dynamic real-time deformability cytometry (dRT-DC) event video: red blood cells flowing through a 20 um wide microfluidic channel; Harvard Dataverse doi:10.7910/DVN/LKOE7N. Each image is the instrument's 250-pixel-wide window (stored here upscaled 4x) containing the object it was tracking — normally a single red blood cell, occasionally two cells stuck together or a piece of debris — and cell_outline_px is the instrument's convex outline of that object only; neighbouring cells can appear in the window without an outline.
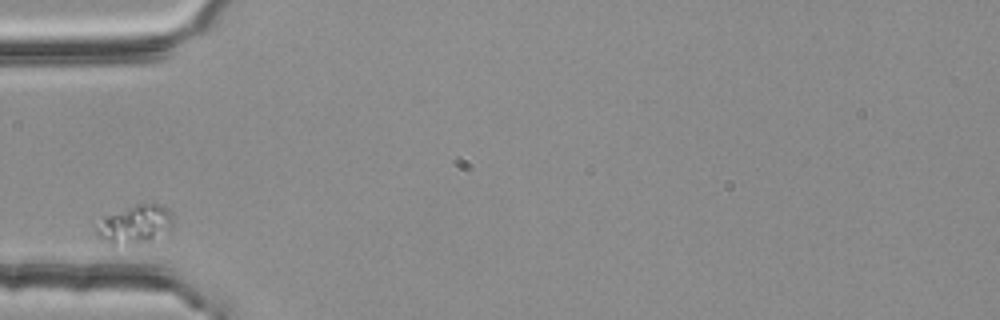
{"species": "common noctule bat (a hibernating species)", "species_latin": "Nyctalus noctula", "temperature_condition": "room temperature", "stored_images_in_passage": 1, "camera_frame_rate_fps": 3000, "um_per_image_px": 0.085, "animal": {"sex": "female", "body_mass_g": 25.1}, "frame": {"image": 1, "passage_image": 1, "time_ms": 0.0, "image_size_px": [1000, 320], "cell_outline_px": [[172, 228], [148, 240], [112, 248], [96, 236], [96, 228], [104, 216], [136, 204], [160, 204], [168, 208], [172, 220]], "centroid_in_image_um": [11.4, 19.1], "position_along_channel_um": 73.6, "area_um2": 17.17}}